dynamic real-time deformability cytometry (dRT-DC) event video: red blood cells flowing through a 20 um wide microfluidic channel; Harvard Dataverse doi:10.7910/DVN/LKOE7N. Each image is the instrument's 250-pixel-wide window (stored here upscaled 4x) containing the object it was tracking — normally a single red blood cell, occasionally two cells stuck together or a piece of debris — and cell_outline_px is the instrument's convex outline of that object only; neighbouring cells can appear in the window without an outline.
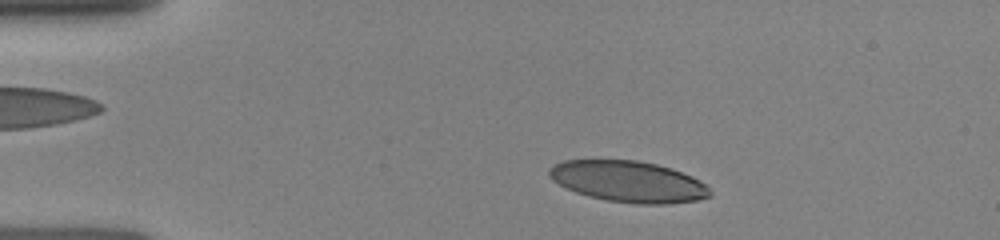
{"species": "human", "species_latin": "Homo sapiens", "temperature_condition": "room temperature", "stored_images_in_passage": 20, "camera_frame_rate_fps": 3000, "um_per_image_px": 0.085, "donor": {"sex": "female"}, "frame": {"image": 1, "passage_image": 2, "time_ms": 0.667, "image_size_px": [1000, 240], "cell_outline_px": [[712, 196], [696, 200], [664, 204], [636, 204], [608, 200], [588, 196], [576, 192], [552, 180], [548, 176], [548, 168], [564, 160], [636, 160], [656, 164], [672, 168], [692, 176], [704, 184], [712, 192]], "centroid_in_image_um": [53.41, 15.43], "position_along_channel_um": 31.6, "area_um2": 38.44}}
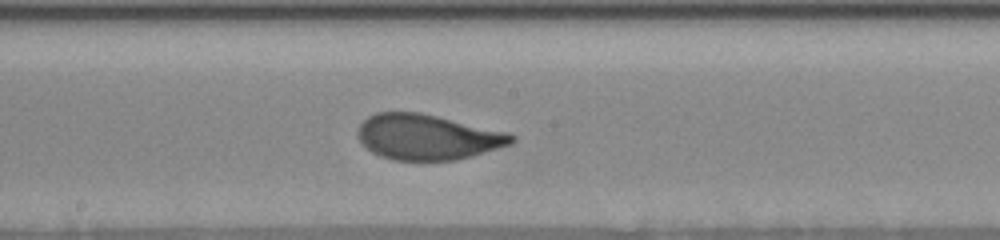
{"frame": {"image": 2, "passage_image": 12, "time_ms": 6.333, "image_size_px": [1000, 240], "cell_outline_px": [[516, 140], [512, 144], [472, 156], [456, 160], [392, 160], [380, 156], [372, 152], [360, 140], [356, 132], [360, 124], [368, 116], [376, 112], [420, 112], [508, 132], [516, 136]], "centroid_in_image_um": [36.35, 11.64], "position_along_channel_um": 211.9, "area_um2": 40.75}}
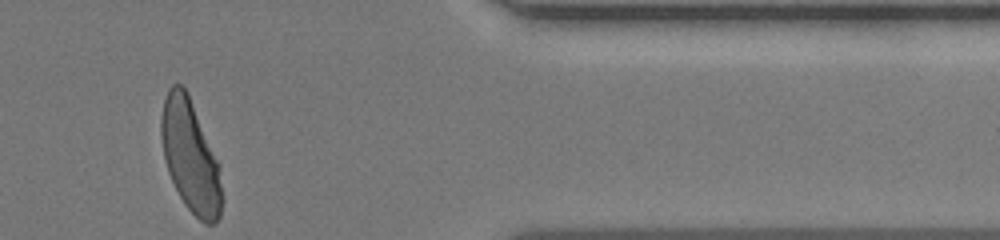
{"frame": {"image": 3, "passage_image": 20, "time_ms": 11.333, "image_size_px": [1000, 240], "cell_outline_px": [[224, 200], [220, 216], [212, 224], [208, 224], [200, 220], [184, 204], [168, 172], [164, 160], [160, 136], [160, 120], [164, 100], [168, 88], [172, 84], [180, 84], [188, 92], [220, 164]], "centroid_in_image_um": [16.2, 13.28], "position_along_channel_um": 395.2, "area_um2": 40.17}}